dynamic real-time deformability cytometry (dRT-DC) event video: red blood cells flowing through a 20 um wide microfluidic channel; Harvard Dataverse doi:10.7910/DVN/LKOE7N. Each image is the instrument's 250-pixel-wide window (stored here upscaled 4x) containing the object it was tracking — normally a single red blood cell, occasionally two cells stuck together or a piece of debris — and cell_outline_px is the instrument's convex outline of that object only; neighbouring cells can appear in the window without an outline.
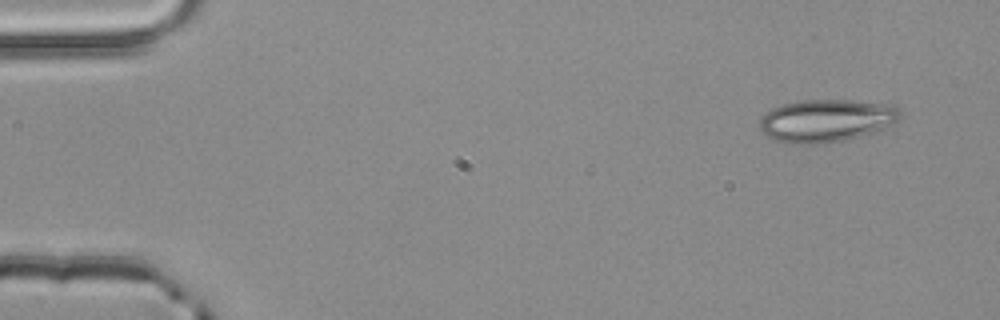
{"species": "common noctule bat (a hibernating species)", "species_latin": "Nyctalus noctula", "temperature_condition": "room temperature", "stored_images_in_passage": 3, "camera_frame_rate_fps": 3000, "um_per_image_px": 0.085, "animal": {"sex": "male", "body_mass_g": 20.4}, "frame": {"image": 1, "passage_image": 1, "time_ms": 0.0, "image_size_px": [1000, 320], "cell_outline_px": [[900, 116], [892, 124], [880, 132], [844, 140], [812, 144], [788, 144], [776, 140], [768, 136], [760, 128], [760, 116], [772, 108], [784, 104], [804, 100], [848, 100], [884, 104], [896, 108], [900, 112]], "centroid_in_image_um": [70.22, 10.27], "position_along_channel_um": 14.8, "area_um2": 34.8}}